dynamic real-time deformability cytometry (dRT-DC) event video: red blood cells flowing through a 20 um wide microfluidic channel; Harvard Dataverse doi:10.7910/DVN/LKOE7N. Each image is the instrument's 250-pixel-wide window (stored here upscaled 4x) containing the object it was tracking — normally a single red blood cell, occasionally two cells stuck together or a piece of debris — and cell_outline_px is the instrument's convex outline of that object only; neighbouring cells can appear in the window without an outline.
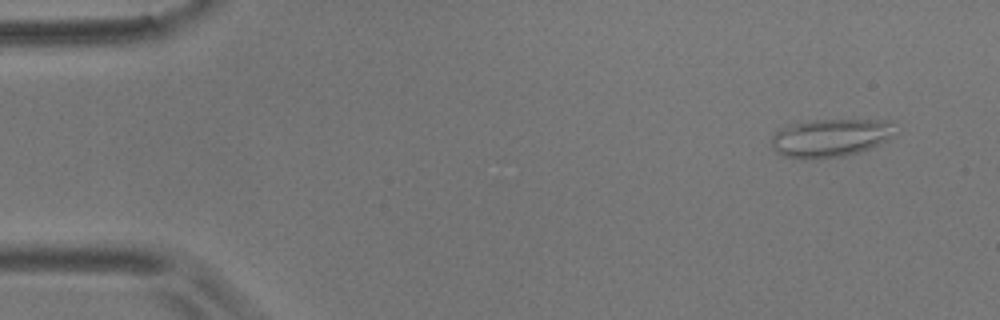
{"species": "common noctule bat (a hibernating species)", "species_latin": "Nyctalus noctula", "temperature_condition": "room temperature", "stored_images_in_passage": 9, "camera_frame_rate_fps": 3000, "um_per_image_px": 0.085, "animal": {"sex": "male", "body_mass_g": 17.9}, "frame": {"image": 1, "passage_image": 1, "time_ms": 0.0, "image_size_px": [1000, 320], "cell_outline_px": [[900, 132], [888, 140], [860, 152], [844, 156], [816, 160], [804, 160], [784, 156], [776, 152], [772, 148], [772, 136], [784, 124], [808, 120], [892, 120]], "centroid_in_image_um": [70.61, 11.71], "position_along_channel_um": 14.4, "area_um2": 28.5}}
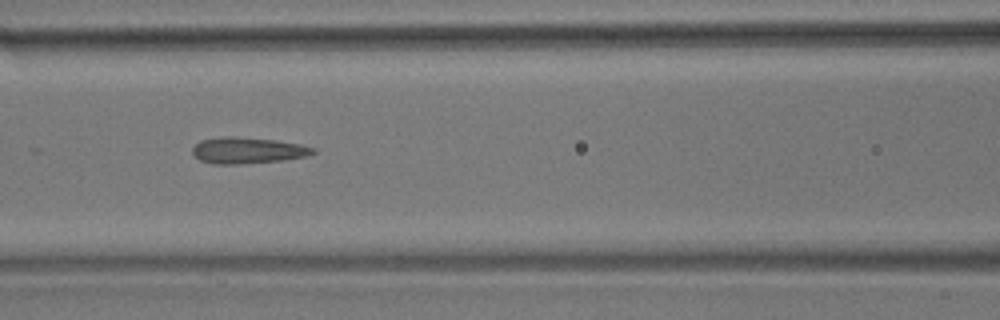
{"frame": {"image": 2, "passage_image": 7, "time_ms": 6.667, "image_size_px": [1000, 320], "cell_outline_px": [[316, 152], [308, 156], [284, 160], [240, 164], [212, 164], [200, 160], [192, 152], [192, 148], [200, 140], [220, 136], [232, 136], [276, 140], [300, 144], [316, 148]], "centroid_in_image_um": [21.06, 12.78], "position_along_channel_um": 145.5, "area_um2": 18.61}}
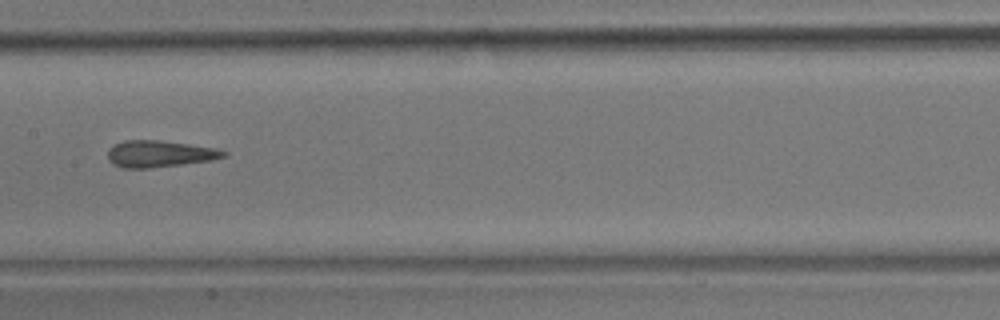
{"frame": {"image": 3, "passage_image": 8, "time_ms": 8.0, "image_size_px": [1000, 320], "cell_outline_px": [[228, 152], [224, 156], [212, 160], [148, 168], [124, 168], [112, 164], [108, 160], [108, 148], [112, 144], [124, 140], [160, 140], [216, 148]], "centroid_in_image_um": [13.5, 13.06], "position_along_channel_um": 193.9, "area_um2": 17.98}}